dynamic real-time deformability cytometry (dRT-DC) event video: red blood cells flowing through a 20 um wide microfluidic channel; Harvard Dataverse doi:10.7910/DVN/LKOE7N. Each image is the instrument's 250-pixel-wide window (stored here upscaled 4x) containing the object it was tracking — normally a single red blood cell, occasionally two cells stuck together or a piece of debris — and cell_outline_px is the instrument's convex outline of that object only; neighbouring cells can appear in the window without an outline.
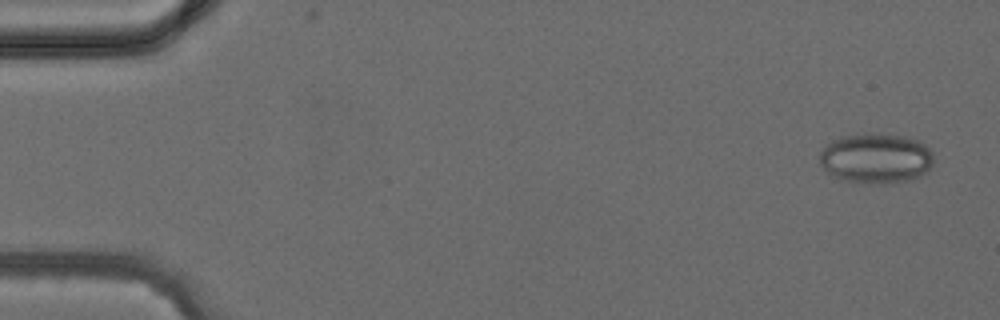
{"species": "common noctule bat (a hibernating species)", "species_latin": "Nyctalus noctula", "temperature_condition": "cold", "stored_images_in_passage": 7, "camera_frame_rate_fps": 3000, "um_per_image_px": 0.085, "animal": {"sex": "female", "body_mass_g": 24.6, "forearm_length_mm": 56.2}, "frame": {"image": 1, "passage_image": 2, "time_ms": 0.333, "image_size_px": [1000, 320], "cell_outline_px": [[932, 164], [924, 172], [912, 180], [892, 184], [880, 184], [840, 180], [832, 176], [820, 164], [820, 152], [832, 140], [840, 136], [868, 132], [880, 132], [904, 136], [916, 140], [924, 144], [932, 152]], "centroid_in_image_um": [74.43, 13.45], "position_along_channel_um": 10.6, "area_um2": 33.7}}